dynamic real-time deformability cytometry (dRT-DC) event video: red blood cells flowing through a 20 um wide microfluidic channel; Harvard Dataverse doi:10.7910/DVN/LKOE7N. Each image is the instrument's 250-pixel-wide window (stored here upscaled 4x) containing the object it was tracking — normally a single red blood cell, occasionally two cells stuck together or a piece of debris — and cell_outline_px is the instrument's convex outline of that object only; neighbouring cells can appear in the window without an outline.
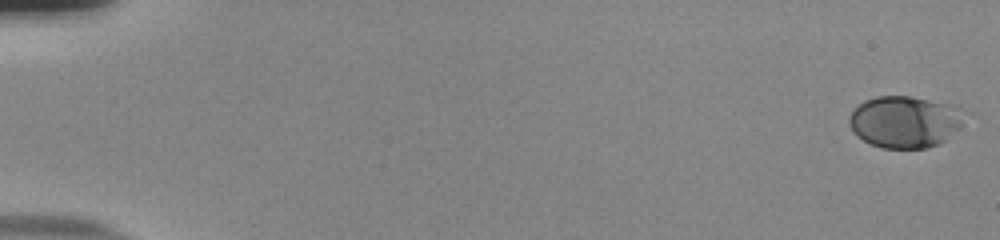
{"species": "human", "species_latin": "Homo sapiens", "temperature_condition": "room temperature", "stored_images_in_passage": 32, "camera_frame_rate_fps": 3000, "um_per_image_px": 0.085, "donor": {"sex": "male"}, "frame": {"image": 1, "passage_image": 1, "time_ms": 0.0, "image_size_px": [1000, 240], "cell_outline_px": [[960, 128], [944, 140], [928, 148], [884, 148], [872, 144], [856, 136], [852, 132], [848, 124], [848, 116], [864, 100], [876, 96], [908, 96], [928, 100], [960, 108]], "centroid_in_image_um": [76.82, 10.36], "position_along_channel_um": 8.2, "area_um2": 34.22}}
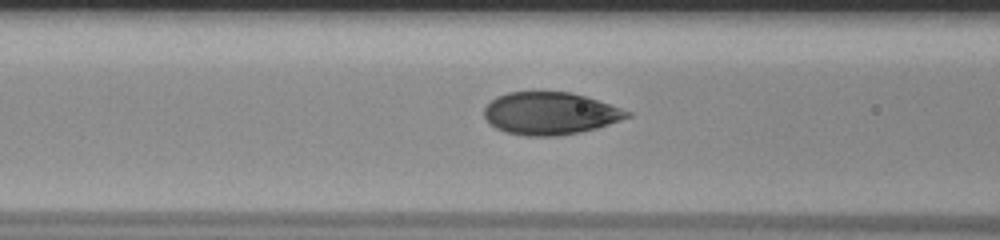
{"frame": {"image": 2, "passage_image": 24, "time_ms": 7.667, "image_size_px": [1000, 240], "cell_outline_px": [[632, 116], [596, 128], [580, 132], [560, 136], [524, 136], [504, 132], [496, 128], [484, 116], [484, 108], [496, 96], [508, 92], [568, 92], [584, 96], [632, 112]], "centroid_in_image_um": [46.74, 9.65], "position_along_channel_um": 119.9, "area_um2": 35.14}}
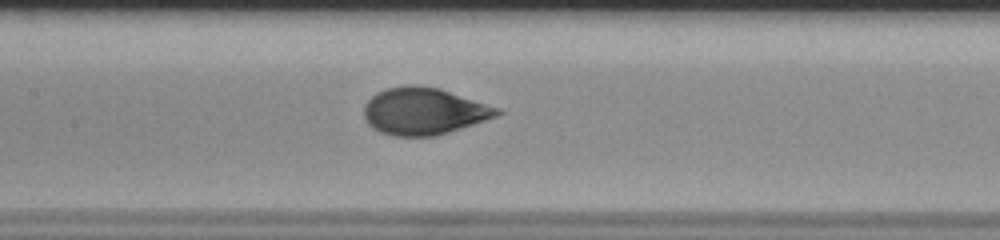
{"frame": {"image": 3, "passage_image": 28, "time_ms": 9.0, "image_size_px": [1000, 240], "cell_outline_px": [[504, 112], [496, 116], [436, 136], [392, 136], [380, 132], [372, 128], [368, 124], [364, 116], [364, 104], [376, 92], [384, 88], [408, 84], [416, 84], [440, 88], [500, 108]], "centroid_in_image_um": [35.99, 9.43], "position_along_channel_um": 171.4, "area_um2": 36.65}}